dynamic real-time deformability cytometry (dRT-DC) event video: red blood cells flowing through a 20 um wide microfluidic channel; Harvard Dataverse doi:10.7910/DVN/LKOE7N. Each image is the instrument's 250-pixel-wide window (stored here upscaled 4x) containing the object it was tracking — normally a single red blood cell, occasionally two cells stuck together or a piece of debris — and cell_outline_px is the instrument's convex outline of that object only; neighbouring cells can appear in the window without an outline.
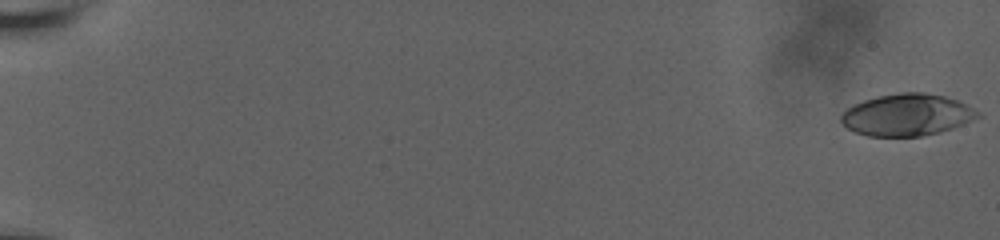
{"species": "human", "species_latin": "Homo sapiens", "temperature_condition": "room temperature", "stored_images_in_passage": 94, "camera_frame_rate_fps": 3000, "um_per_image_px": 0.085, "donor": {"sex": "male"}, "frame": {"image": 1, "passage_image": 1, "time_ms": 0.0, "image_size_px": [1000, 240], "cell_outline_px": [[984, 116], [952, 128], [920, 136], [868, 136], [856, 132], [848, 128], [840, 120], [840, 116], [848, 108], [864, 100], [876, 96], [900, 92], [924, 92], [944, 96], [956, 100], [972, 108]], "centroid_in_image_um": [77.1, 9.75], "position_along_channel_um": 7.9, "area_um2": 33.06}}
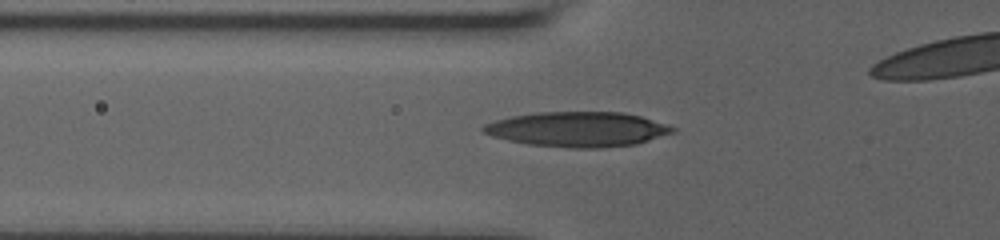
{"frame": {"image": 2, "passage_image": 65, "time_ms": 8.0, "image_size_px": [1000, 240], "cell_outline_px": [[676, 132], [636, 144], [600, 148], [568, 148], [528, 144], [508, 140], [492, 136], [484, 132], [480, 128], [484, 124], [496, 120], [512, 116], [540, 112], [624, 112], [640, 116], [676, 128]], "centroid_in_image_um": [49.1, 10.99], "position_along_channel_um": 76.7, "area_um2": 38.44}}
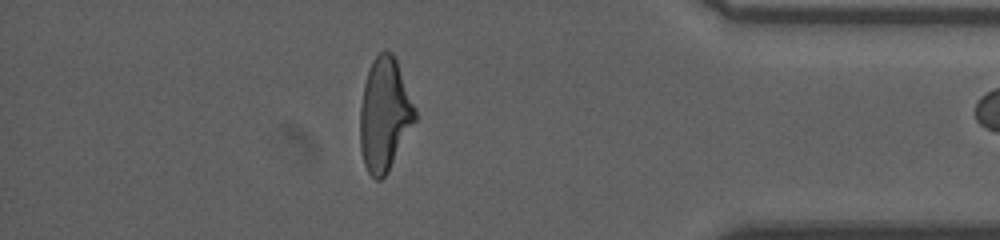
{"frame": {"image": 3, "passage_image": 92, "time_ms": 17.667, "image_size_px": [1000, 240], "cell_outline_px": [[416, 120], [388, 172], [380, 180], [376, 180], [368, 172], [364, 164], [360, 148], [360, 108], [364, 84], [372, 60], [380, 52], [392, 52], [396, 60], [416, 108]], "centroid_in_image_um": [32.68, 9.76], "position_along_channel_um": 402.5, "area_um2": 36.01}, "authors_computed_cell_mechanics": {"area_um2": 33.5529, "velocity_mm_per_s": 3.6837, "shape_relaxation_time_tau1_ms": null, "shape_relaxation_time_tau2_ms": 2.9365, "deformation_change_tau1": null, "deformation_change_tau2": 0.1192}}